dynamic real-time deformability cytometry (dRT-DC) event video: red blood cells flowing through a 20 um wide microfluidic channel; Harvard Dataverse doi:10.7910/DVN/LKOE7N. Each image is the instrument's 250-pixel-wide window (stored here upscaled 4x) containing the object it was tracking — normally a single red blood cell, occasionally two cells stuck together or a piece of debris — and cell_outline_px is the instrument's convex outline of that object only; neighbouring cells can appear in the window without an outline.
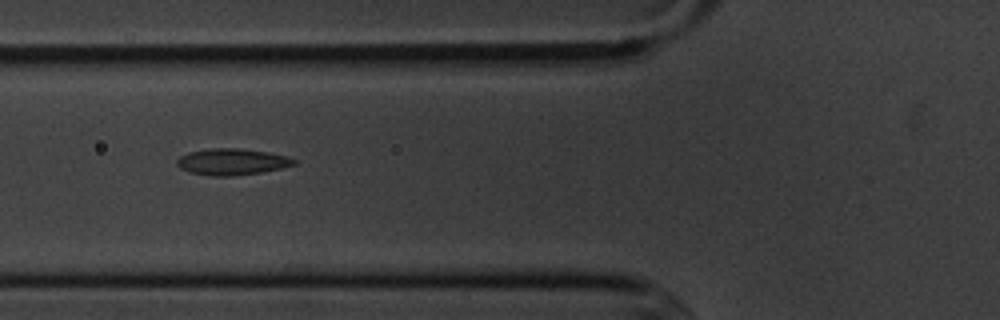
{"species": "common noctule bat (a hibernating species)", "species_latin": "Nyctalus noctula", "temperature_condition": "cold", "stored_images_in_passage": 8, "camera_frame_rate_fps": 3000, "um_per_image_px": 0.085, "animal": {"sex": "male", "body_mass_g": 20.1, "forearm_length_mm": 53.5}, "frame": {"image": 1, "passage_image": 3, "time_ms": 2.333, "image_size_px": [1000, 320], "cell_outline_px": [[296, 164], [280, 168], [260, 172], [232, 176], [216, 176], [188, 172], [180, 168], [176, 164], [176, 160], [180, 156], [188, 152], [208, 148], [240, 148], [268, 152], [288, 156], [296, 160]], "centroid_in_image_um": [19.69, 13.74], "position_along_channel_um": 106.1, "area_um2": 18.03}}
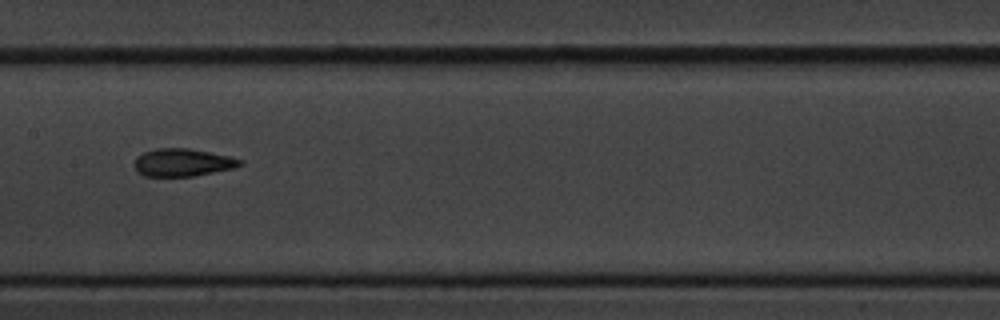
{"frame": {"image": 2, "passage_image": 5, "time_ms": 4.667, "image_size_px": [1000, 320], "cell_outline_px": [[244, 164], [236, 168], [192, 176], [144, 176], [136, 172], [132, 164], [136, 156], [144, 152], [156, 148], [188, 148], [228, 156], [244, 160]], "centroid_in_image_um": [15.49, 13.81], "position_along_channel_um": 191.9, "area_um2": 17.28}}
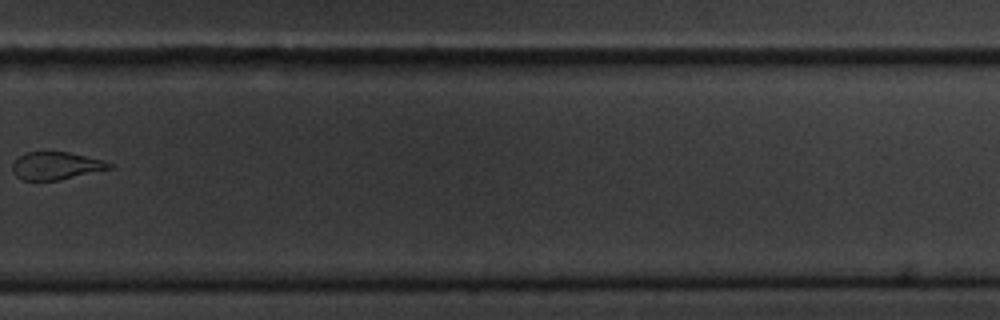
{"frame": {"image": 3, "passage_image": 8, "time_ms": 8.333, "image_size_px": [1000, 320], "cell_outline_px": [[112, 168], [60, 180], [24, 180], [16, 176], [12, 172], [12, 164], [20, 156], [28, 152], [68, 152], [104, 160], [112, 164]], "centroid_in_image_um": [4.76, 14.09], "position_along_channel_um": 325.0, "area_um2": 15.49}}